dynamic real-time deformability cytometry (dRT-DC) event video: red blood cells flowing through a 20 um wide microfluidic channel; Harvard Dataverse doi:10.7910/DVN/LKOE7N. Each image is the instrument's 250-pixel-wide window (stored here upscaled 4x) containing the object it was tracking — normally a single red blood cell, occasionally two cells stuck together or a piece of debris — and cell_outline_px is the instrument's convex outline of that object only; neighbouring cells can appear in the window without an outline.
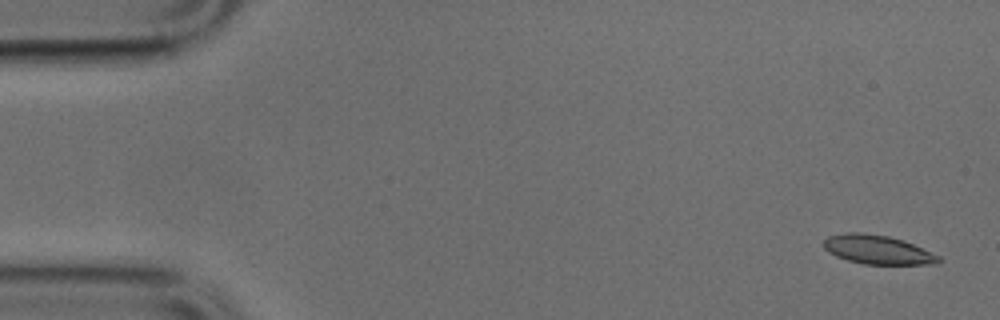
{"species": "common noctule bat (a hibernating species)", "species_latin": "Nyctalus noctula", "temperature_condition": "cold", "stored_images_in_passage": 50, "camera_frame_rate_fps": 3000, "um_per_image_px": 0.085, "animal": {"sex": "male", "body_mass_g": 17.9, "forearm_length_mm": 54.2}, "frame": {"image": 1, "passage_image": 2, "time_ms": 0.333, "image_size_px": [1000, 320], "cell_outline_px": [[944, 260], [940, 264], [864, 264], [848, 260], [836, 256], [828, 252], [824, 248], [824, 240], [828, 236], [844, 232], [860, 232], [888, 236], [904, 240], [940, 256]], "centroid_in_image_um": [74.62, 21.22], "position_along_channel_um": 10.4, "area_um2": 19.54}}
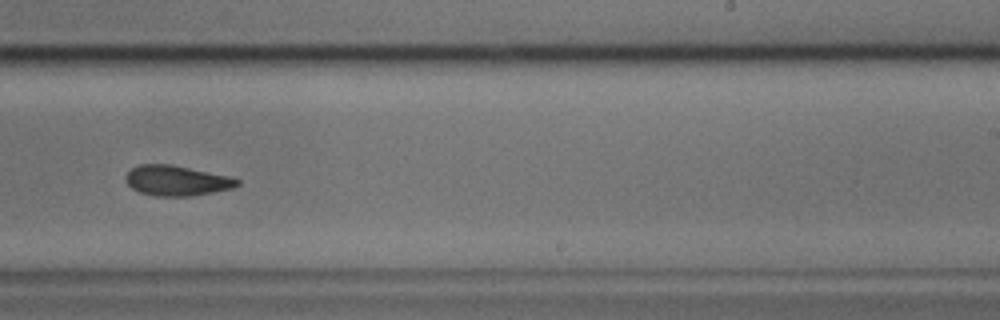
{"frame": {"image": 2, "passage_image": 31, "time_ms": 10.0, "image_size_px": [1000, 320], "cell_outline_px": [[240, 184], [232, 188], [192, 196], [156, 196], [140, 192], [132, 188], [124, 180], [124, 176], [136, 164], [172, 164], [228, 176], [240, 180]], "centroid_in_image_um": [14.98, 15.34], "position_along_channel_um": 274.0, "area_um2": 19.65}}
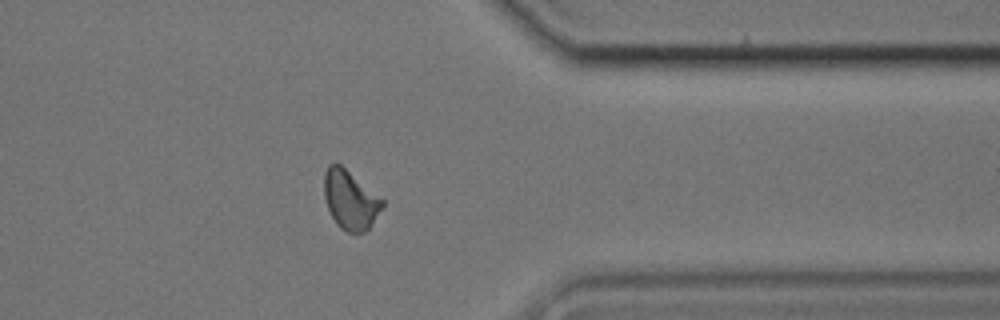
{"frame": {"image": 3, "passage_image": 40, "time_ms": 13.0, "image_size_px": [1000, 320], "cell_outline_px": [[384, 204], [372, 224], [364, 232], [348, 232], [340, 228], [336, 224], [328, 208], [324, 196], [324, 172], [328, 164], [340, 164], [384, 200]], "centroid_in_image_um": [29.76, 16.98], "position_along_channel_um": 381.6, "area_um2": 19.77}}